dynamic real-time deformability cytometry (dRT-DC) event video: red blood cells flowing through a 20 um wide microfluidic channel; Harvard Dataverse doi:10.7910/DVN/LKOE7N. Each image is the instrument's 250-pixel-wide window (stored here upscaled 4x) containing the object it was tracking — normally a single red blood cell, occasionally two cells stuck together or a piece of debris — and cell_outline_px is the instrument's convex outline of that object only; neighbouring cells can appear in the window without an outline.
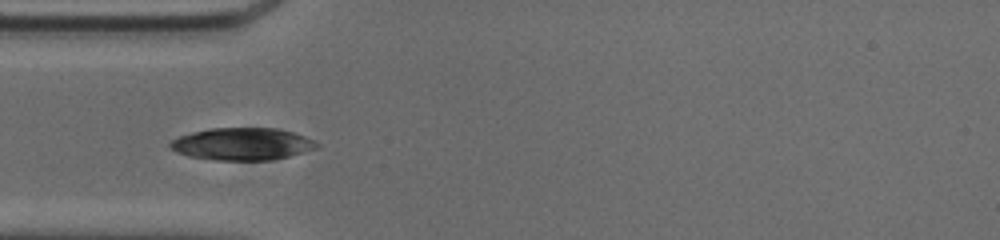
{"species": "common noctule bat (a hibernating species)", "species_latin": "Nyctalus noctula", "temperature_condition": "cold", "stored_images_in_passage": 10, "camera_frame_rate_fps": 3000, "um_per_image_px": 0.085, "animal": {"sex": "male", "body_mass_g": 20.0, "forearm_length_mm": 53.3}, "frame": {"image": 1, "passage_image": 4, "time_ms": 1.0, "image_size_px": [1000, 240], "cell_outline_px": [[320, 144], [316, 148], [304, 152], [288, 156], [268, 160], [212, 160], [188, 156], [176, 152], [168, 148], [168, 144], [172, 140], [180, 136], [192, 132], [208, 128], [276, 128], [292, 132], [304, 136]], "centroid_in_image_um": [20.53, 12.24], "position_along_channel_um": 64.5, "area_um2": 27.57}}
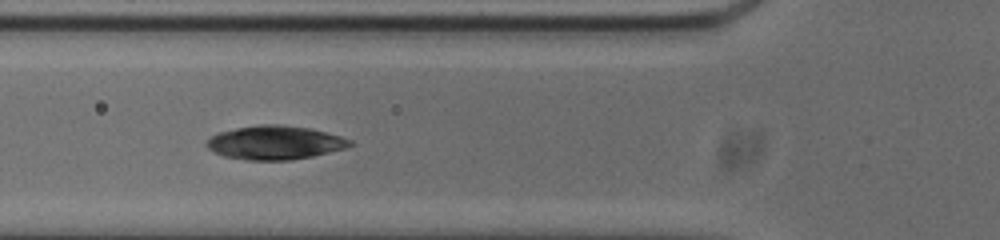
{"frame": {"image": 2, "passage_image": 7, "time_ms": 2.0, "image_size_px": [1000, 240], "cell_outline_px": [[356, 144], [348, 148], [312, 156], [292, 160], [248, 160], [224, 156], [212, 152], [204, 144], [212, 136], [220, 132], [236, 128], [260, 124], [280, 124], [308, 128], [340, 136], [352, 140]], "centroid_in_image_um": [23.39, 12.13], "position_along_channel_um": 102.4, "area_um2": 28.26}}
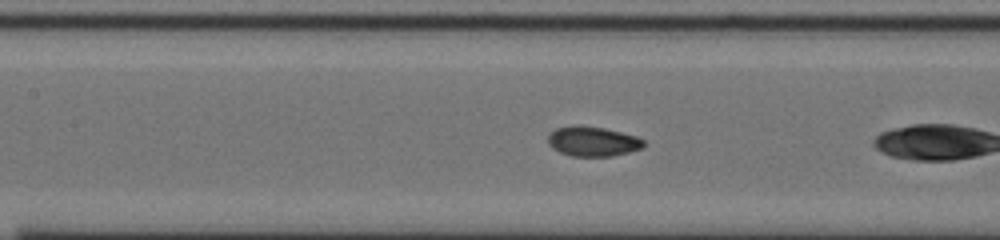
{"frame": {"image": 3, "passage_image": 9, "time_ms": 2.667, "image_size_px": [1000, 240], "cell_outline_px": [[644, 148], [612, 156], [572, 156], [560, 152], [552, 148], [548, 144], [548, 136], [556, 128], [604, 128], [636, 136], [644, 140]], "centroid_in_image_um": [50.43, 12.07], "position_along_channel_um": 157.0, "area_um2": 15.95}}